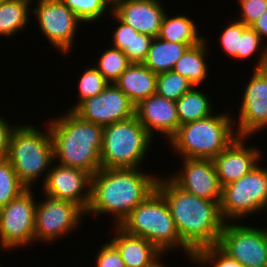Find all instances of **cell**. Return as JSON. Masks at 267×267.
<instances>
[{
	"mask_svg": "<svg viewBox=\"0 0 267 267\" xmlns=\"http://www.w3.org/2000/svg\"><path fill=\"white\" fill-rule=\"evenodd\" d=\"M158 174L142 168H101L91 179V199L85 212L90 215H111L114 226L122 221L156 190Z\"/></svg>",
	"mask_w": 267,
	"mask_h": 267,
	"instance_id": "obj_2",
	"label": "cell"
},
{
	"mask_svg": "<svg viewBox=\"0 0 267 267\" xmlns=\"http://www.w3.org/2000/svg\"><path fill=\"white\" fill-rule=\"evenodd\" d=\"M157 267H167L165 263H163V261L157 266Z\"/></svg>",
	"mask_w": 267,
	"mask_h": 267,
	"instance_id": "obj_41",
	"label": "cell"
},
{
	"mask_svg": "<svg viewBox=\"0 0 267 267\" xmlns=\"http://www.w3.org/2000/svg\"><path fill=\"white\" fill-rule=\"evenodd\" d=\"M197 263V264H196ZM192 264L200 267H243L238 261L231 258L218 245L205 247L199 250L193 258Z\"/></svg>",
	"mask_w": 267,
	"mask_h": 267,
	"instance_id": "obj_33",
	"label": "cell"
},
{
	"mask_svg": "<svg viewBox=\"0 0 267 267\" xmlns=\"http://www.w3.org/2000/svg\"><path fill=\"white\" fill-rule=\"evenodd\" d=\"M239 223L225 222L218 246L243 267H267V227Z\"/></svg>",
	"mask_w": 267,
	"mask_h": 267,
	"instance_id": "obj_12",
	"label": "cell"
},
{
	"mask_svg": "<svg viewBox=\"0 0 267 267\" xmlns=\"http://www.w3.org/2000/svg\"><path fill=\"white\" fill-rule=\"evenodd\" d=\"M246 140L247 137L236 138L213 158L216 174L222 187L238 181L256 167L263 158L261 150L255 145L248 146Z\"/></svg>",
	"mask_w": 267,
	"mask_h": 267,
	"instance_id": "obj_17",
	"label": "cell"
},
{
	"mask_svg": "<svg viewBox=\"0 0 267 267\" xmlns=\"http://www.w3.org/2000/svg\"><path fill=\"white\" fill-rule=\"evenodd\" d=\"M261 39V37L248 26L241 35L239 50H238V60L245 61L249 60L251 57L258 55L257 64L254 65V69L266 68L267 64V45ZM263 47V48H262ZM262 49V50H261Z\"/></svg>",
	"mask_w": 267,
	"mask_h": 267,
	"instance_id": "obj_29",
	"label": "cell"
},
{
	"mask_svg": "<svg viewBox=\"0 0 267 267\" xmlns=\"http://www.w3.org/2000/svg\"><path fill=\"white\" fill-rule=\"evenodd\" d=\"M167 13L164 14L157 37L176 43H200L205 39V36L198 32L199 26L191 17L182 13L176 16Z\"/></svg>",
	"mask_w": 267,
	"mask_h": 267,
	"instance_id": "obj_24",
	"label": "cell"
},
{
	"mask_svg": "<svg viewBox=\"0 0 267 267\" xmlns=\"http://www.w3.org/2000/svg\"><path fill=\"white\" fill-rule=\"evenodd\" d=\"M208 39L189 47L175 63L172 71L188 79L193 86L199 87L207 80L209 74L207 58L209 53Z\"/></svg>",
	"mask_w": 267,
	"mask_h": 267,
	"instance_id": "obj_22",
	"label": "cell"
},
{
	"mask_svg": "<svg viewBox=\"0 0 267 267\" xmlns=\"http://www.w3.org/2000/svg\"><path fill=\"white\" fill-rule=\"evenodd\" d=\"M98 58L97 64L93 65L109 83H114L128 68L131 62L126 54L113 46L107 47Z\"/></svg>",
	"mask_w": 267,
	"mask_h": 267,
	"instance_id": "obj_27",
	"label": "cell"
},
{
	"mask_svg": "<svg viewBox=\"0 0 267 267\" xmlns=\"http://www.w3.org/2000/svg\"><path fill=\"white\" fill-rule=\"evenodd\" d=\"M31 5L32 0H6L0 2V37L12 38V36H16L26 28L31 18Z\"/></svg>",
	"mask_w": 267,
	"mask_h": 267,
	"instance_id": "obj_25",
	"label": "cell"
},
{
	"mask_svg": "<svg viewBox=\"0 0 267 267\" xmlns=\"http://www.w3.org/2000/svg\"><path fill=\"white\" fill-rule=\"evenodd\" d=\"M204 92L200 87L194 86L176 101L180 125L204 119L215 113L210 96Z\"/></svg>",
	"mask_w": 267,
	"mask_h": 267,
	"instance_id": "obj_26",
	"label": "cell"
},
{
	"mask_svg": "<svg viewBox=\"0 0 267 267\" xmlns=\"http://www.w3.org/2000/svg\"><path fill=\"white\" fill-rule=\"evenodd\" d=\"M0 115V159L7 158L9 150V141L13 129L17 126L16 124H11V121L6 120V118Z\"/></svg>",
	"mask_w": 267,
	"mask_h": 267,
	"instance_id": "obj_39",
	"label": "cell"
},
{
	"mask_svg": "<svg viewBox=\"0 0 267 267\" xmlns=\"http://www.w3.org/2000/svg\"><path fill=\"white\" fill-rule=\"evenodd\" d=\"M199 43H176L165 41L159 37L153 38L146 60L143 64L154 73L172 71L175 63L183 53Z\"/></svg>",
	"mask_w": 267,
	"mask_h": 267,
	"instance_id": "obj_23",
	"label": "cell"
},
{
	"mask_svg": "<svg viewBox=\"0 0 267 267\" xmlns=\"http://www.w3.org/2000/svg\"><path fill=\"white\" fill-rule=\"evenodd\" d=\"M85 24L99 22L107 11H112V0H62Z\"/></svg>",
	"mask_w": 267,
	"mask_h": 267,
	"instance_id": "obj_28",
	"label": "cell"
},
{
	"mask_svg": "<svg viewBox=\"0 0 267 267\" xmlns=\"http://www.w3.org/2000/svg\"><path fill=\"white\" fill-rule=\"evenodd\" d=\"M43 195L44 200L37 201L35 211L34 243L39 241L45 245L64 239V236L79 229L86 214L77 204L46 193Z\"/></svg>",
	"mask_w": 267,
	"mask_h": 267,
	"instance_id": "obj_10",
	"label": "cell"
},
{
	"mask_svg": "<svg viewBox=\"0 0 267 267\" xmlns=\"http://www.w3.org/2000/svg\"><path fill=\"white\" fill-rule=\"evenodd\" d=\"M251 28L261 37L262 40H264L267 45V12L263 13V15L251 25Z\"/></svg>",
	"mask_w": 267,
	"mask_h": 267,
	"instance_id": "obj_40",
	"label": "cell"
},
{
	"mask_svg": "<svg viewBox=\"0 0 267 267\" xmlns=\"http://www.w3.org/2000/svg\"><path fill=\"white\" fill-rule=\"evenodd\" d=\"M158 74L143 63H131L114 84L136 106L149 96L156 94Z\"/></svg>",
	"mask_w": 267,
	"mask_h": 267,
	"instance_id": "obj_21",
	"label": "cell"
},
{
	"mask_svg": "<svg viewBox=\"0 0 267 267\" xmlns=\"http://www.w3.org/2000/svg\"><path fill=\"white\" fill-rule=\"evenodd\" d=\"M26 187L7 158L0 159V208L15 199Z\"/></svg>",
	"mask_w": 267,
	"mask_h": 267,
	"instance_id": "obj_32",
	"label": "cell"
},
{
	"mask_svg": "<svg viewBox=\"0 0 267 267\" xmlns=\"http://www.w3.org/2000/svg\"><path fill=\"white\" fill-rule=\"evenodd\" d=\"M154 143L136 115L104 126L101 168H141Z\"/></svg>",
	"mask_w": 267,
	"mask_h": 267,
	"instance_id": "obj_7",
	"label": "cell"
},
{
	"mask_svg": "<svg viewBox=\"0 0 267 267\" xmlns=\"http://www.w3.org/2000/svg\"><path fill=\"white\" fill-rule=\"evenodd\" d=\"M239 4L237 20L243 22L246 26H251L256 20L267 12V0H237Z\"/></svg>",
	"mask_w": 267,
	"mask_h": 267,
	"instance_id": "obj_36",
	"label": "cell"
},
{
	"mask_svg": "<svg viewBox=\"0 0 267 267\" xmlns=\"http://www.w3.org/2000/svg\"><path fill=\"white\" fill-rule=\"evenodd\" d=\"M153 37L138 33L132 42V51H123L131 63H143L146 60Z\"/></svg>",
	"mask_w": 267,
	"mask_h": 267,
	"instance_id": "obj_38",
	"label": "cell"
},
{
	"mask_svg": "<svg viewBox=\"0 0 267 267\" xmlns=\"http://www.w3.org/2000/svg\"><path fill=\"white\" fill-rule=\"evenodd\" d=\"M84 67V72H82L79 77L80 79L77 81L78 99L75 105L69 108L70 111H73L85 99L100 94L109 84L104 76L92 64L90 65L91 68H87L88 65Z\"/></svg>",
	"mask_w": 267,
	"mask_h": 267,
	"instance_id": "obj_30",
	"label": "cell"
},
{
	"mask_svg": "<svg viewBox=\"0 0 267 267\" xmlns=\"http://www.w3.org/2000/svg\"><path fill=\"white\" fill-rule=\"evenodd\" d=\"M54 118L47 121L53 142L54 162L95 174L101 169L104 126L87 122L70 110Z\"/></svg>",
	"mask_w": 267,
	"mask_h": 267,
	"instance_id": "obj_3",
	"label": "cell"
},
{
	"mask_svg": "<svg viewBox=\"0 0 267 267\" xmlns=\"http://www.w3.org/2000/svg\"><path fill=\"white\" fill-rule=\"evenodd\" d=\"M231 115L218 112L180 125L169 147L180 158L213 159L238 138Z\"/></svg>",
	"mask_w": 267,
	"mask_h": 267,
	"instance_id": "obj_5",
	"label": "cell"
},
{
	"mask_svg": "<svg viewBox=\"0 0 267 267\" xmlns=\"http://www.w3.org/2000/svg\"><path fill=\"white\" fill-rule=\"evenodd\" d=\"M243 22L233 20L231 24H227L224 30L219 34L220 46L225 51V54L230 58L238 60V50L242 32L247 28Z\"/></svg>",
	"mask_w": 267,
	"mask_h": 267,
	"instance_id": "obj_34",
	"label": "cell"
},
{
	"mask_svg": "<svg viewBox=\"0 0 267 267\" xmlns=\"http://www.w3.org/2000/svg\"><path fill=\"white\" fill-rule=\"evenodd\" d=\"M112 12L137 32L155 38L166 9L160 0H112Z\"/></svg>",
	"mask_w": 267,
	"mask_h": 267,
	"instance_id": "obj_19",
	"label": "cell"
},
{
	"mask_svg": "<svg viewBox=\"0 0 267 267\" xmlns=\"http://www.w3.org/2000/svg\"><path fill=\"white\" fill-rule=\"evenodd\" d=\"M114 227L116 235L109 241L120 252L125 267H157L162 262L165 255L150 241Z\"/></svg>",
	"mask_w": 267,
	"mask_h": 267,
	"instance_id": "obj_20",
	"label": "cell"
},
{
	"mask_svg": "<svg viewBox=\"0 0 267 267\" xmlns=\"http://www.w3.org/2000/svg\"><path fill=\"white\" fill-rule=\"evenodd\" d=\"M95 263V267H125L120 252L110 241L100 246Z\"/></svg>",
	"mask_w": 267,
	"mask_h": 267,
	"instance_id": "obj_37",
	"label": "cell"
},
{
	"mask_svg": "<svg viewBox=\"0 0 267 267\" xmlns=\"http://www.w3.org/2000/svg\"><path fill=\"white\" fill-rule=\"evenodd\" d=\"M119 227L130 235L150 241L165 256L173 249H183L189 261H193L194 254L181 242L169 207L157 189L133 209Z\"/></svg>",
	"mask_w": 267,
	"mask_h": 267,
	"instance_id": "obj_6",
	"label": "cell"
},
{
	"mask_svg": "<svg viewBox=\"0 0 267 267\" xmlns=\"http://www.w3.org/2000/svg\"><path fill=\"white\" fill-rule=\"evenodd\" d=\"M117 22L116 29L113 30L112 46L118 48L121 51H132V42L134 37L139 33L133 29L130 25L122 22L112 11L109 13Z\"/></svg>",
	"mask_w": 267,
	"mask_h": 267,
	"instance_id": "obj_35",
	"label": "cell"
},
{
	"mask_svg": "<svg viewBox=\"0 0 267 267\" xmlns=\"http://www.w3.org/2000/svg\"><path fill=\"white\" fill-rule=\"evenodd\" d=\"M92 174L76 167H66L53 163L42 193L77 204L86 212L91 199Z\"/></svg>",
	"mask_w": 267,
	"mask_h": 267,
	"instance_id": "obj_15",
	"label": "cell"
},
{
	"mask_svg": "<svg viewBox=\"0 0 267 267\" xmlns=\"http://www.w3.org/2000/svg\"><path fill=\"white\" fill-rule=\"evenodd\" d=\"M182 168L170 178L182 189L200 198L221 201L222 186L213 159L181 158Z\"/></svg>",
	"mask_w": 267,
	"mask_h": 267,
	"instance_id": "obj_16",
	"label": "cell"
},
{
	"mask_svg": "<svg viewBox=\"0 0 267 267\" xmlns=\"http://www.w3.org/2000/svg\"><path fill=\"white\" fill-rule=\"evenodd\" d=\"M135 115L155 139L156 133H161L169 141L180 126L176 101L158 94H153L136 105Z\"/></svg>",
	"mask_w": 267,
	"mask_h": 267,
	"instance_id": "obj_18",
	"label": "cell"
},
{
	"mask_svg": "<svg viewBox=\"0 0 267 267\" xmlns=\"http://www.w3.org/2000/svg\"><path fill=\"white\" fill-rule=\"evenodd\" d=\"M193 87V84L180 74L166 71L158 74L156 94L177 101Z\"/></svg>",
	"mask_w": 267,
	"mask_h": 267,
	"instance_id": "obj_31",
	"label": "cell"
},
{
	"mask_svg": "<svg viewBox=\"0 0 267 267\" xmlns=\"http://www.w3.org/2000/svg\"><path fill=\"white\" fill-rule=\"evenodd\" d=\"M32 191V188H26L0 208V250L11 252L34 244L37 200Z\"/></svg>",
	"mask_w": 267,
	"mask_h": 267,
	"instance_id": "obj_9",
	"label": "cell"
},
{
	"mask_svg": "<svg viewBox=\"0 0 267 267\" xmlns=\"http://www.w3.org/2000/svg\"><path fill=\"white\" fill-rule=\"evenodd\" d=\"M156 189L163 195L181 242L195 255L218 245L225 221L220 201L200 198L179 187L170 177L159 176Z\"/></svg>",
	"mask_w": 267,
	"mask_h": 267,
	"instance_id": "obj_1",
	"label": "cell"
},
{
	"mask_svg": "<svg viewBox=\"0 0 267 267\" xmlns=\"http://www.w3.org/2000/svg\"><path fill=\"white\" fill-rule=\"evenodd\" d=\"M243 89L238 118L234 121L238 137L256 135L267 128V68L253 69ZM237 126V128H236Z\"/></svg>",
	"mask_w": 267,
	"mask_h": 267,
	"instance_id": "obj_13",
	"label": "cell"
},
{
	"mask_svg": "<svg viewBox=\"0 0 267 267\" xmlns=\"http://www.w3.org/2000/svg\"><path fill=\"white\" fill-rule=\"evenodd\" d=\"M35 4L31 13L35 15L44 38L59 53L68 55L73 49L76 32L84 23L62 0H37Z\"/></svg>",
	"mask_w": 267,
	"mask_h": 267,
	"instance_id": "obj_11",
	"label": "cell"
},
{
	"mask_svg": "<svg viewBox=\"0 0 267 267\" xmlns=\"http://www.w3.org/2000/svg\"><path fill=\"white\" fill-rule=\"evenodd\" d=\"M135 107L114 83H109L100 94L85 99L73 112L87 122L106 126L134 117Z\"/></svg>",
	"mask_w": 267,
	"mask_h": 267,
	"instance_id": "obj_14",
	"label": "cell"
},
{
	"mask_svg": "<svg viewBox=\"0 0 267 267\" xmlns=\"http://www.w3.org/2000/svg\"><path fill=\"white\" fill-rule=\"evenodd\" d=\"M44 126L45 131L32 123L17 124L10 136L7 159L26 188H33L44 175L43 185L54 163L52 137L48 124Z\"/></svg>",
	"mask_w": 267,
	"mask_h": 267,
	"instance_id": "obj_4",
	"label": "cell"
},
{
	"mask_svg": "<svg viewBox=\"0 0 267 267\" xmlns=\"http://www.w3.org/2000/svg\"><path fill=\"white\" fill-rule=\"evenodd\" d=\"M219 205L222 219L225 222H241L242 219L245 221V218L263 211L265 214L267 168L258 164L238 181L223 186Z\"/></svg>",
	"mask_w": 267,
	"mask_h": 267,
	"instance_id": "obj_8",
	"label": "cell"
}]
</instances>
